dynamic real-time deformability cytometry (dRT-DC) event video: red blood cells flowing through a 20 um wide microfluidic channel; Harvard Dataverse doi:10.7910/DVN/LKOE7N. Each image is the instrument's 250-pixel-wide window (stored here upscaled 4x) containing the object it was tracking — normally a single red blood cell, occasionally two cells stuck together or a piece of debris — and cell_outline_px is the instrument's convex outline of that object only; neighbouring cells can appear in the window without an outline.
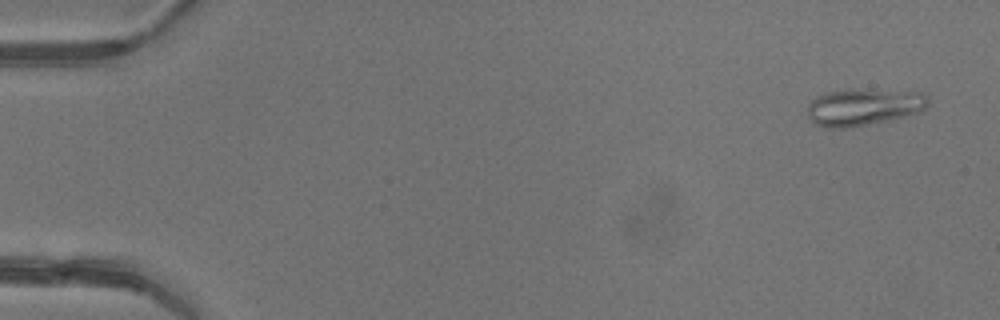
{"species": "common noctule bat (a hibernating species)", "species_latin": "Nyctalus noctula", "temperature_condition": "warm", "stored_images_in_passage": 4, "camera_frame_rate_fps": 3000, "um_per_image_px": 0.085, "animal": {"sex": "female"}, "frame": {"image": 1, "passage_image": 1, "time_ms": 0.0, "image_size_px": [1000, 320], "cell_outline_px": [[928, 104], [920, 112], [888, 120], [844, 128], [828, 128], [816, 124], [808, 116], [808, 104], [816, 96], [828, 92], [920, 92], [928, 96]], "centroid_in_image_um": [73.39, 9.15], "position_along_channel_um": 11.6, "area_um2": 24.62}}